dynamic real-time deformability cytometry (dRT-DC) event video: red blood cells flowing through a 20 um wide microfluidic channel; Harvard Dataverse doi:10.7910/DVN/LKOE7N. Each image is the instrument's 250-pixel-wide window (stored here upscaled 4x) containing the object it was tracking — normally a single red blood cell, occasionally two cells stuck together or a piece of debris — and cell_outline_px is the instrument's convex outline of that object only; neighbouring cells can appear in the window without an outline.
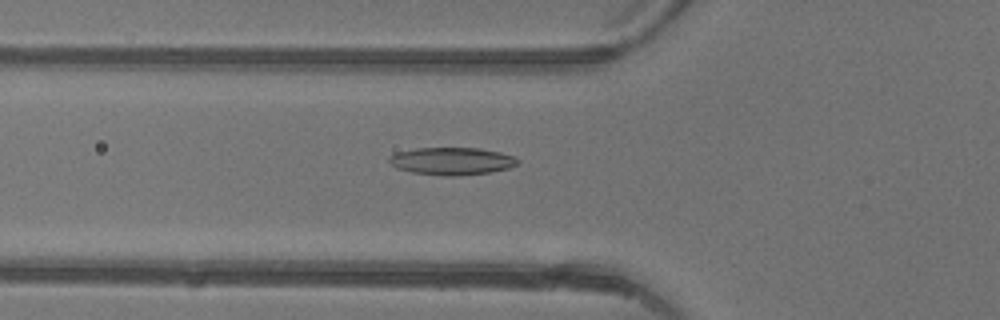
{"species": "common noctule bat (a hibernating species)", "species_latin": "Nyctalus noctula", "temperature_condition": "warm", "stored_images_in_passage": 35, "camera_frame_rate_fps": 3000, "um_per_image_px": 0.085, "animal": {"sex": "female"}, "frame": {"image": 1, "passage_image": 5, "time_ms": 1.333, "image_size_px": [1000, 320], "cell_outline_px": [[520, 160], [516, 164], [508, 168], [492, 172], [460, 176], [444, 176], [412, 172], [396, 168], [388, 160], [388, 156], [396, 152], [416, 148], [480, 148], [500, 152], [516, 156]], "centroid_in_image_um": [38.41, 13.69], "position_along_channel_um": 87.4, "area_um2": 20.81}}
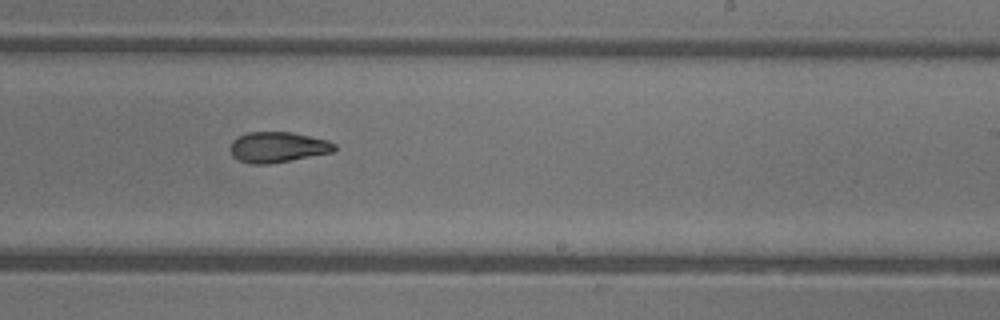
{"frame": {"image": 2, "passage_image": 17, "time_ms": 5.333, "image_size_px": [1000, 320], "cell_outline_px": [[336, 152], [268, 164], [252, 164], [240, 160], [232, 156], [228, 148], [232, 140], [236, 136], [248, 132], [292, 132], [328, 140], [336, 144]], "centroid_in_image_um": [23.6, 12.5], "position_along_channel_um": 265.4, "area_um2": 18.84}}
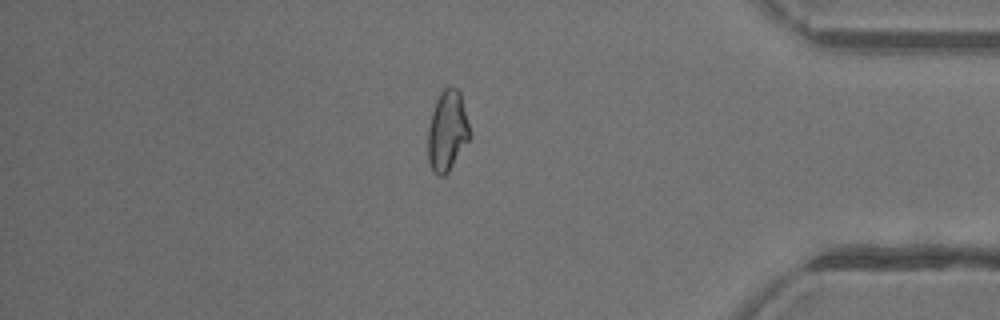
{"frame": {"image": 3, "passage_image": 28, "time_ms": 9.0, "image_size_px": [1000, 320], "cell_outline_px": [[472, 136], [448, 172], [444, 176], [436, 176], [428, 160], [428, 128], [432, 112], [436, 100], [440, 92], [444, 88], [456, 88], [460, 92], [472, 132]], "centroid_in_image_um": [38.04, 11.14], "position_along_channel_um": 397.2, "area_um2": 19.77}, "authors_computed_cell_mechanics": {"area_um2": 19.5364, "velocity_mm_per_s": 4.43, "shape_relaxation_time_tau1_ms": 8.2439, "shape_relaxation_time_tau2_ms": 3.5789, "deformation_change_tau1": 0.2021, "deformation_change_tau2": 0.1075}}